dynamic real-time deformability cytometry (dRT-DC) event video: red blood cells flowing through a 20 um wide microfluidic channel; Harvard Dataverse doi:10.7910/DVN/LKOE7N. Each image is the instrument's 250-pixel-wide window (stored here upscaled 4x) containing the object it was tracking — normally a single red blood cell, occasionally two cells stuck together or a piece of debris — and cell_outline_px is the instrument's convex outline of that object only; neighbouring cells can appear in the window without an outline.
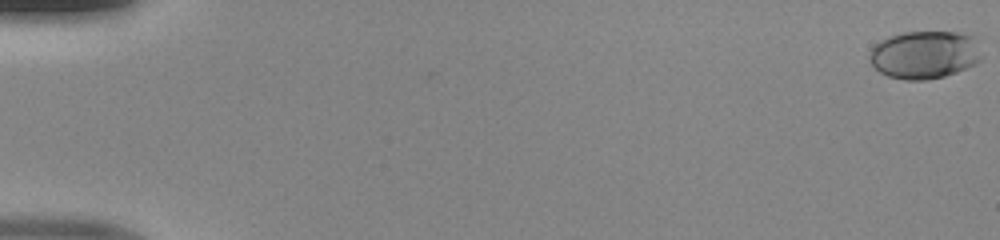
{"species": "human", "species_latin": "Homo sapiens", "temperature_condition": "room temperature", "stored_images_in_passage": 50, "camera_frame_rate_fps": 3000, "um_per_image_px": 0.085, "donor": {"sex": "male"}, "frame": {"image": 1, "passage_image": 1, "time_ms": 0.0, "image_size_px": [1000, 240], "cell_outline_px": [[980, 60], [976, 64], [956, 72], [944, 76], [924, 80], [904, 80], [888, 76], [880, 72], [868, 60], [868, 56], [872, 48], [880, 40], [888, 36], [904, 32], [956, 32], [972, 36], [980, 56]], "centroid_in_image_um": [78.53, 4.66], "position_along_channel_um": 6.5, "area_um2": 31.1}}
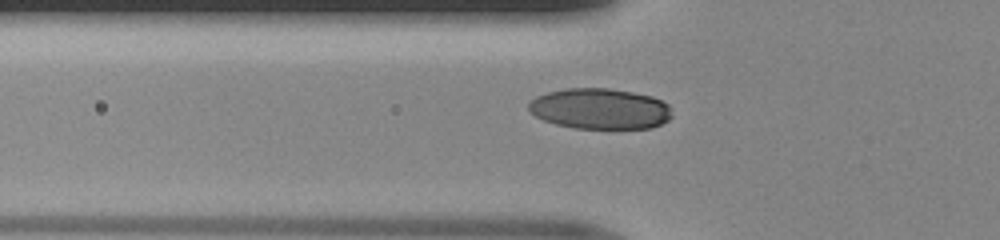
{"frame": {"image": 2, "passage_image": 19, "time_ms": 6.0, "image_size_px": [1000, 240], "cell_outline_px": [[672, 116], [668, 120], [652, 128], [576, 128], [556, 124], [544, 120], [536, 116], [528, 108], [528, 104], [536, 96], [548, 92], [568, 88], [608, 88], [632, 92], [652, 96], [668, 104]], "centroid_in_image_um": [51.01, 9.24], "position_along_channel_um": 74.8, "area_um2": 33.81}}
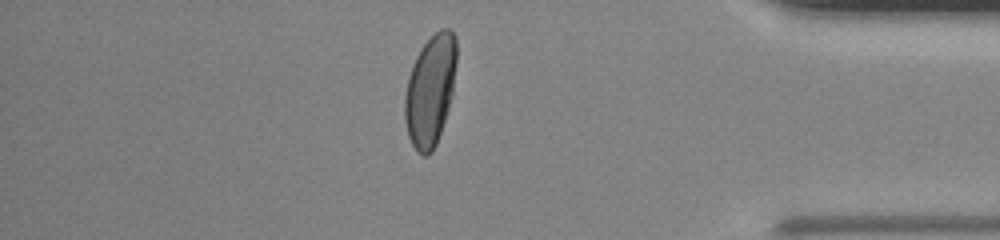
{"frame": {"image": 3, "passage_image": 44, "time_ms": 14.333, "image_size_px": [1000, 240], "cell_outline_px": [[456, 64], [452, 92], [448, 108], [436, 144], [432, 152], [428, 156], [424, 156], [416, 152], [408, 136], [404, 120], [404, 96], [408, 76], [412, 64], [420, 48], [440, 28], [448, 28], [456, 36]], "centroid_in_image_um": [36.55, 7.69], "position_along_channel_um": 398.7, "area_um2": 33.52}}